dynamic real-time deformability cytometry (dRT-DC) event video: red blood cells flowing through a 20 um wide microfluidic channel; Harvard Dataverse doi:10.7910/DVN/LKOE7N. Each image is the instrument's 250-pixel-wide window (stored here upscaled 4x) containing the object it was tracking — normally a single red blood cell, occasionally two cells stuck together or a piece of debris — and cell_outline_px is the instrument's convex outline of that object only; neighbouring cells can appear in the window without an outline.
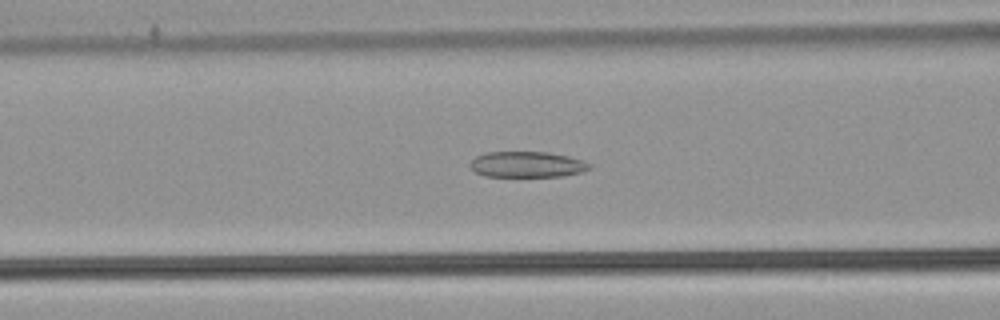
{"species": "common noctule bat (a hibernating species)", "species_latin": "Nyctalus noctula", "temperature_condition": "warm", "stored_images_in_passage": 43, "camera_frame_rate_fps": 3000, "um_per_image_px": 0.085, "animal": {"sex": "male", "body_mass_g": 21.5, "forearm_length_mm": 52.0}, "frame": {"image": 1, "passage_image": 11, "time_ms": 3.333, "image_size_px": [1000, 320], "cell_outline_px": [[592, 168], [580, 172], [560, 176], [484, 176], [476, 172], [468, 164], [476, 156], [484, 152], [548, 152], [568, 156], [584, 160], [592, 164]], "centroid_in_image_um": [44.81, 13.97], "position_along_channel_um": 121.8, "area_um2": 17.98}}
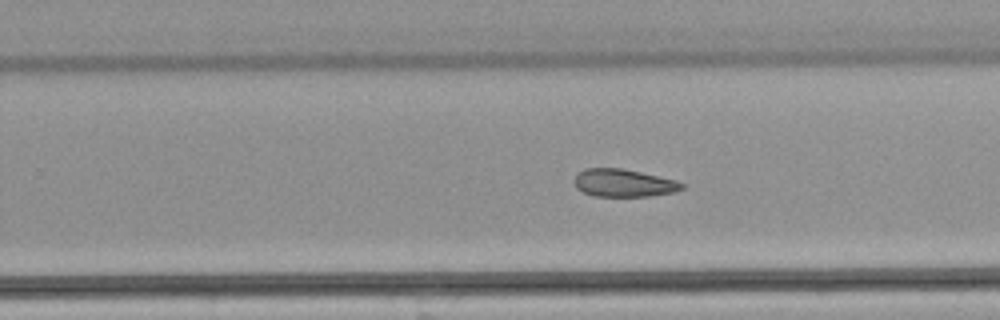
{"frame": {"image": 2, "passage_image": 23, "time_ms": 7.333, "image_size_px": [1000, 320], "cell_outline_px": [[684, 188], [672, 192], [648, 196], [592, 196], [576, 188], [576, 172], [584, 168], [620, 168], [640, 172], [676, 180], [684, 184]], "centroid_in_image_um": [52.98, 15.55], "position_along_channel_um": 276.8, "area_um2": 17.22}}
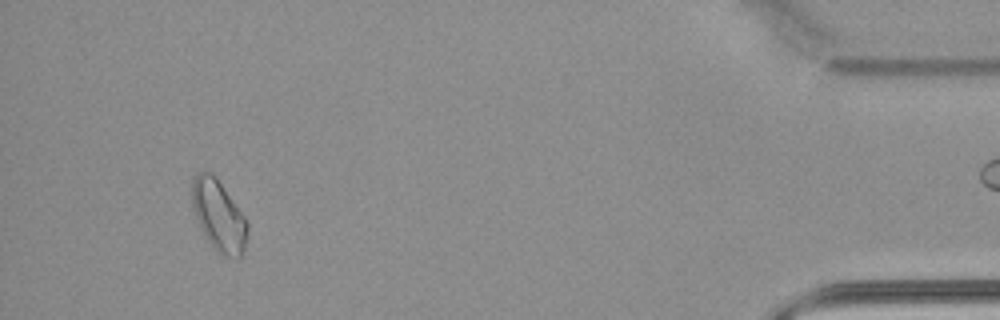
{"frame": {"image": 3, "passage_image": 39, "time_ms": 12.667, "image_size_px": [1000, 320], "cell_outline_px": [[248, 232], [244, 248], [240, 260], [220, 256], [216, 252], [208, 240], [196, 216], [192, 204], [192, 180], [196, 172], [212, 172], [216, 176], [244, 216], [248, 224]], "centroid_in_image_um": [18.61, 18.35], "position_along_channel_um": 416.6, "area_um2": 22.95}, "authors_computed_cell_mechanics": {"area_um2": 19.4786, "velocity_mm_per_s": 3.8829, "shape_relaxation_time_tau1_ms": null, "shape_relaxation_time_tau2_ms": 7.516, "deformation_change_tau1": null, "deformation_change_tau2": 0.1218}}